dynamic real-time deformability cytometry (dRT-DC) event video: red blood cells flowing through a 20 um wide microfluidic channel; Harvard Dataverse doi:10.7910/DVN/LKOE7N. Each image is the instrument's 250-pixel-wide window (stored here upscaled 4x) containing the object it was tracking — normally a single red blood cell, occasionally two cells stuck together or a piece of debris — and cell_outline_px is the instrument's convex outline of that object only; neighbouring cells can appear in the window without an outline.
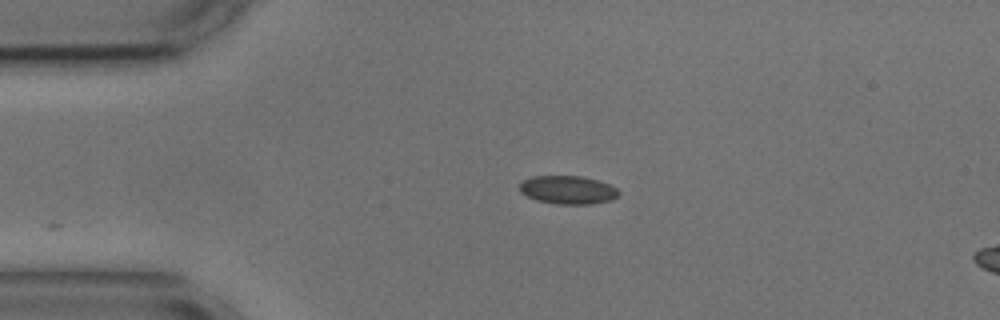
{"species": "common noctule bat (a hibernating species)", "species_latin": "Nyctalus noctula", "temperature_condition": "cold", "stored_images_in_passage": 6, "camera_frame_rate_fps": 3000, "um_per_image_px": 0.085, "animal": {"sex": "male", "body_mass_g": 17.9, "forearm_length_mm": 54.2}, "frame": {"image": 1, "passage_image": 1, "time_ms": 0.0, "image_size_px": [1000, 320], "cell_outline_px": [[620, 196], [612, 200], [592, 204], [556, 204], [536, 200], [520, 192], [520, 184], [524, 180], [532, 176], [584, 176], [608, 184], [616, 188], [620, 192]], "centroid_in_image_um": [48.3, 16.15], "position_along_channel_um": 36.7, "area_um2": 16.42}}